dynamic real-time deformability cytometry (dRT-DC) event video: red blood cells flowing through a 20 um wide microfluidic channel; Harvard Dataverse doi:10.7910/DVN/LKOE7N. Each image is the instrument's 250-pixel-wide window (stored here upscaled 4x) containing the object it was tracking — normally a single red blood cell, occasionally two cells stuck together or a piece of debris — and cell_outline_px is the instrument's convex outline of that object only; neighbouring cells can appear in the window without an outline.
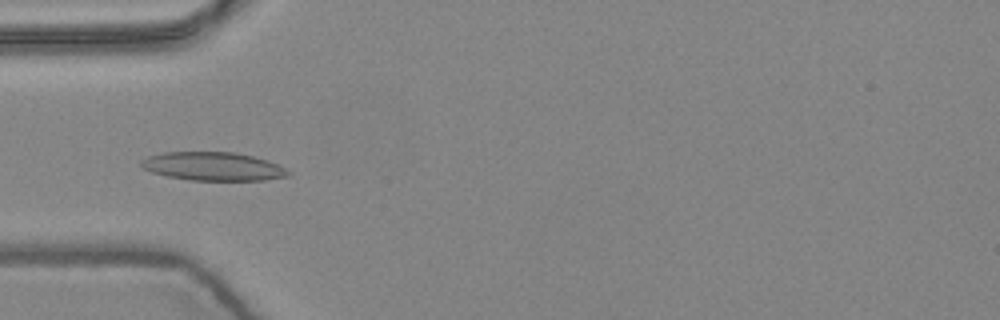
{"species": "common noctule bat (a hibernating species)", "species_latin": "Nyctalus noctula", "temperature_condition": "warm", "stored_images_in_passage": 10, "camera_frame_rate_fps": 3000, "um_per_image_px": 0.085, "animal": {"sex": "female", "body_mass_g": 24.6, "forearm_length_mm": 56.2}, "frame": {"image": 1, "passage_image": 4, "time_ms": 1.0, "image_size_px": [1000, 320], "cell_outline_px": [[292, 172], [288, 176], [264, 180], [188, 180], [168, 176], [152, 172], [144, 168], [140, 164], [140, 160], [148, 156], [164, 152], [232, 152], [252, 156], [268, 160]], "centroid_in_image_um": [18.1, 14.14], "position_along_channel_um": 66.9, "area_um2": 24.28}}
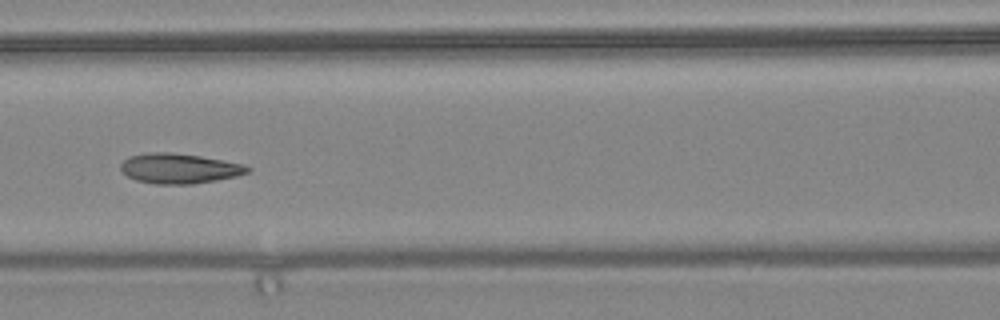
{"frame": {"image": 2, "passage_image": 6, "time_ms": 1.667, "image_size_px": [1000, 320], "cell_outline_px": [[252, 168], [248, 172], [236, 176], [216, 180], [192, 184], [156, 184], [136, 180], [128, 176], [120, 168], [120, 164], [128, 156], [148, 152], [168, 152], [200, 156], [244, 164]], "centroid_in_image_um": [15.23, 14.31], "position_along_channel_um": 151.4, "area_um2": 22.14}}
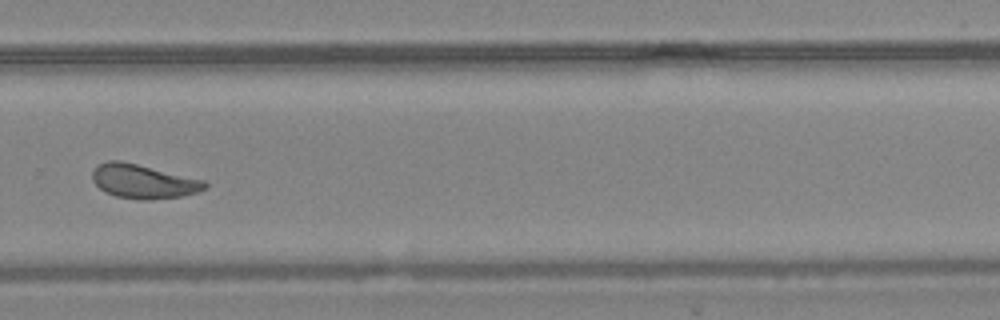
{"frame": {"image": 3, "passage_image": 10, "time_ms": 3.0, "image_size_px": [1000, 320], "cell_outline_px": [[208, 188], [196, 192], [180, 196], [152, 200], [144, 200], [116, 196], [104, 192], [92, 180], [92, 172], [96, 164], [108, 160], [120, 160], [204, 180], [208, 184]], "centroid_in_image_um": [12.15, 15.41], "position_along_channel_um": 317.6, "area_um2": 22.31}}